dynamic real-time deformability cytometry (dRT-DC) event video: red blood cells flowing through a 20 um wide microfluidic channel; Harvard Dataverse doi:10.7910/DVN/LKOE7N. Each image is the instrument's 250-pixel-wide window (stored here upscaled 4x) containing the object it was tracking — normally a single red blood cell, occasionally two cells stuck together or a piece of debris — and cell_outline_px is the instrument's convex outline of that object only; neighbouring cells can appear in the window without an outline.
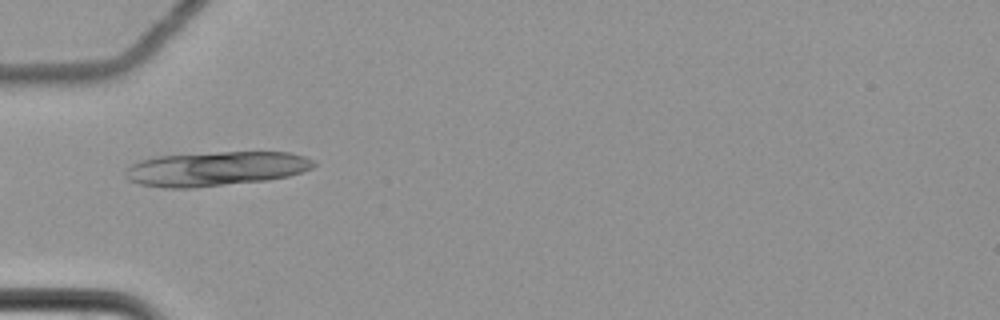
{"species": "common noctule bat (a hibernating species)", "species_latin": "Nyctalus noctula", "temperature_condition": "cold", "stored_images_in_passage": 5, "camera_frame_rate_fps": 3000, "um_per_image_px": 0.085, "animal": {"sex": "female", "body_mass_g": 22.7, "forearm_length_mm": 54.2}, "frame": {"image": 1, "passage_image": 5, "time_ms": 1.333, "image_size_px": [1000, 320], "cell_outline_px": [[316, 164], [312, 168], [288, 176], [268, 180], [192, 188], [164, 188], [140, 184], [128, 180], [124, 176], [124, 172], [132, 164], [140, 160], [152, 156], [220, 152], [288, 152], [304, 156], [312, 160]], "centroid_in_image_um": [18.29, 14.34], "position_along_channel_um": 66.7, "area_um2": 37.86}}